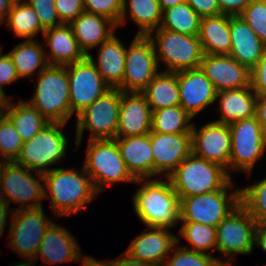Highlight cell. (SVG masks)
I'll return each instance as SVG.
<instances>
[{"instance_id":"cell-4","label":"cell","mask_w":266,"mask_h":266,"mask_svg":"<svg viewBox=\"0 0 266 266\" xmlns=\"http://www.w3.org/2000/svg\"><path fill=\"white\" fill-rule=\"evenodd\" d=\"M28 102L48 121L67 124L71 118L67 66L48 65L38 74Z\"/></svg>"},{"instance_id":"cell-31","label":"cell","mask_w":266,"mask_h":266,"mask_svg":"<svg viewBox=\"0 0 266 266\" xmlns=\"http://www.w3.org/2000/svg\"><path fill=\"white\" fill-rule=\"evenodd\" d=\"M128 16V18H127ZM132 20L138 25L136 35H148L162 22V10L157 0H123V12L119 26Z\"/></svg>"},{"instance_id":"cell-20","label":"cell","mask_w":266,"mask_h":266,"mask_svg":"<svg viewBox=\"0 0 266 266\" xmlns=\"http://www.w3.org/2000/svg\"><path fill=\"white\" fill-rule=\"evenodd\" d=\"M199 67L217 92L250 86V70L229 55L204 54Z\"/></svg>"},{"instance_id":"cell-24","label":"cell","mask_w":266,"mask_h":266,"mask_svg":"<svg viewBox=\"0 0 266 266\" xmlns=\"http://www.w3.org/2000/svg\"><path fill=\"white\" fill-rule=\"evenodd\" d=\"M229 56L251 70L266 52V45L240 16H230Z\"/></svg>"},{"instance_id":"cell-57","label":"cell","mask_w":266,"mask_h":266,"mask_svg":"<svg viewBox=\"0 0 266 266\" xmlns=\"http://www.w3.org/2000/svg\"><path fill=\"white\" fill-rule=\"evenodd\" d=\"M6 99L0 94V103H3Z\"/></svg>"},{"instance_id":"cell-36","label":"cell","mask_w":266,"mask_h":266,"mask_svg":"<svg viewBox=\"0 0 266 266\" xmlns=\"http://www.w3.org/2000/svg\"><path fill=\"white\" fill-rule=\"evenodd\" d=\"M192 119L194 118L180 105L161 108L152 111L151 132L161 134L191 133Z\"/></svg>"},{"instance_id":"cell-14","label":"cell","mask_w":266,"mask_h":266,"mask_svg":"<svg viewBox=\"0 0 266 266\" xmlns=\"http://www.w3.org/2000/svg\"><path fill=\"white\" fill-rule=\"evenodd\" d=\"M159 69L151 39L148 35H135L129 48L126 47L124 77L118 89L141 93Z\"/></svg>"},{"instance_id":"cell-48","label":"cell","mask_w":266,"mask_h":266,"mask_svg":"<svg viewBox=\"0 0 266 266\" xmlns=\"http://www.w3.org/2000/svg\"><path fill=\"white\" fill-rule=\"evenodd\" d=\"M253 0H217L221 14L239 16Z\"/></svg>"},{"instance_id":"cell-10","label":"cell","mask_w":266,"mask_h":266,"mask_svg":"<svg viewBox=\"0 0 266 266\" xmlns=\"http://www.w3.org/2000/svg\"><path fill=\"white\" fill-rule=\"evenodd\" d=\"M234 186L231 180L223 189L180 199V223L193 222L217 227L240 205V188L233 190Z\"/></svg>"},{"instance_id":"cell-33","label":"cell","mask_w":266,"mask_h":266,"mask_svg":"<svg viewBox=\"0 0 266 266\" xmlns=\"http://www.w3.org/2000/svg\"><path fill=\"white\" fill-rule=\"evenodd\" d=\"M44 48L43 44L38 43L35 39L23 40L8 52L19 79L27 77L33 81L32 77L36 70L39 71V74L48 66Z\"/></svg>"},{"instance_id":"cell-1","label":"cell","mask_w":266,"mask_h":266,"mask_svg":"<svg viewBox=\"0 0 266 266\" xmlns=\"http://www.w3.org/2000/svg\"><path fill=\"white\" fill-rule=\"evenodd\" d=\"M81 170L58 167L43 173L44 199L51 200L54 217L77 215L98 196L91 177L84 167Z\"/></svg>"},{"instance_id":"cell-8","label":"cell","mask_w":266,"mask_h":266,"mask_svg":"<svg viewBox=\"0 0 266 266\" xmlns=\"http://www.w3.org/2000/svg\"><path fill=\"white\" fill-rule=\"evenodd\" d=\"M121 90L110 88L76 116V147H80L85 130L88 140H114L119 123Z\"/></svg>"},{"instance_id":"cell-47","label":"cell","mask_w":266,"mask_h":266,"mask_svg":"<svg viewBox=\"0 0 266 266\" xmlns=\"http://www.w3.org/2000/svg\"><path fill=\"white\" fill-rule=\"evenodd\" d=\"M202 18L221 14L217 0H185Z\"/></svg>"},{"instance_id":"cell-18","label":"cell","mask_w":266,"mask_h":266,"mask_svg":"<svg viewBox=\"0 0 266 266\" xmlns=\"http://www.w3.org/2000/svg\"><path fill=\"white\" fill-rule=\"evenodd\" d=\"M154 177L167 178L192 153L191 133L161 134L151 132ZM163 175V176H162Z\"/></svg>"},{"instance_id":"cell-50","label":"cell","mask_w":266,"mask_h":266,"mask_svg":"<svg viewBox=\"0 0 266 266\" xmlns=\"http://www.w3.org/2000/svg\"><path fill=\"white\" fill-rule=\"evenodd\" d=\"M14 211L15 207L9 208V205L0 198V238H2V236L4 235L5 226H6L5 224L8 221L7 217L9 218V223H10Z\"/></svg>"},{"instance_id":"cell-43","label":"cell","mask_w":266,"mask_h":266,"mask_svg":"<svg viewBox=\"0 0 266 266\" xmlns=\"http://www.w3.org/2000/svg\"><path fill=\"white\" fill-rule=\"evenodd\" d=\"M26 1L34 9L44 30L62 25L56 11L55 0Z\"/></svg>"},{"instance_id":"cell-17","label":"cell","mask_w":266,"mask_h":266,"mask_svg":"<svg viewBox=\"0 0 266 266\" xmlns=\"http://www.w3.org/2000/svg\"><path fill=\"white\" fill-rule=\"evenodd\" d=\"M146 228L148 231L136 236L127 247L125 253L135 260L154 266H162L172 248L176 244H180V238L170 232V228Z\"/></svg>"},{"instance_id":"cell-35","label":"cell","mask_w":266,"mask_h":266,"mask_svg":"<svg viewBox=\"0 0 266 266\" xmlns=\"http://www.w3.org/2000/svg\"><path fill=\"white\" fill-rule=\"evenodd\" d=\"M201 17L186 2H181L162 12L160 28L183 35L199 36Z\"/></svg>"},{"instance_id":"cell-40","label":"cell","mask_w":266,"mask_h":266,"mask_svg":"<svg viewBox=\"0 0 266 266\" xmlns=\"http://www.w3.org/2000/svg\"><path fill=\"white\" fill-rule=\"evenodd\" d=\"M23 143L11 120L0 110V160L14 161Z\"/></svg>"},{"instance_id":"cell-13","label":"cell","mask_w":266,"mask_h":266,"mask_svg":"<svg viewBox=\"0 0 266 266\" xmlns=\"http://www.w3.org/2000/svg\"><path fill=\"white\" fill-rule=\"evenodd\" d=\"M257 225L241 205L217 225L216 251L227 257L229 265L235 259L234 255L253 252Z\"/></svg>"},{"instance_id":"cell-53","label":"cell","mask_w":266,"mask_h":266,"mask_svg":"<svg viewBox=\"0 0 266 266\" xmlns=\"http://www.w3.org/2000/svg\"><path fill=\"white\" fill-rule=\"evenodd\" d=\"M13 4L12 0H0V24L1 26L5 24L4 22L7 19L8 13Z\"/></svg>"},{"instance_id":"cell-29","label":"cell","mask_w":266,"mask_h":266,"mask_svg":"<svg viewBox=\"0 0 266 266\" xmlns=\"http://www.w3.org/2000/svg\"><path fill=\"white\" fill-rule=\"evenodd\" d=\"M0 110L11 120L23 142L32 139L50 123L34 106L23 99L14 103L8 98L0 106Z\"/></svg>"},{"instance_id":"cell-38","label":"cell","mask_w":266,"mask_h":266,"mask_svg":"<svg viewBox=\"0 0 266 266\" xmlns=\"http://www.w3.org/2000/svg\"><path fill=\"white\" fill-rule=\"evenodd\" d=\"M240 205L258 224H266V177L240 188Z\"/></svg>"},{"instance_id":"cell-39","label":"cell","mask_w":266,"mask_h":266,"mask_svg":"<svg viewBox=\"0 0 266 266\" xmlns=\"http://www.w3.org/2000/svg\"><path fill=\"white\" fill-rule=\"evenodd\" d=\"M219 264H228V260H221L209 253L188 250L176 244L162 266H218Z\"/></svg>"},{"instance_id":"cell-15","label":"cell","mask_w":266,"mask_h":266,"mask_svg":"<svg viewBox=\"0 0 266 266\" xmlns=\"http://www.w3.org/2000/svg\"><path fill=\"white\" fill-rule=\"evenodd\" d=\"M67 74L71 117L74 112L77 116L110 89L87 56L82 61L67 65Z\"/></svg>"},{"instance_id":"cell-25","label":"cell","mask_w":266,"mask_h":266,"mask_svg":"<svg viewBox=\"0 0 266 266\" xmlns=\"http://www.w3.org/2000/svg\"><path fill=\"white\" fill-rule=\"evenodd\" d=\"M45 57L48 65L67 66L82 61L86 55L79 48L72 27L62 24L57 27L46 29L43 32ZM49 52V53H48Z\"/></svg>"},{"instance_id":"cell-3","label":"cell","mask_w":266,"mask_h":266,"mask_svg":"<svg viewBox=\"0 0 266 266\" xmlns=\"http://www.w3.org/2000/svg\"><path fill=\"white\" fill-rule=\"evenodd\" d=\"M167 178L179 199L223 189L232 180L224 167L192 153Z\"/></svg>"},{"instance_id":"cell-27","label":"cell","mask_w":266,"mask_h":266,"mask_svg":"<svg viewBox=\"0 0 266 266\" xmlns=\"http://www.w3.org/2000/svg\"><path fill=\"white\" fill-rule=\"evenodd\" d=\"M79 48L87 56L88 50L100 46L114 33L117 26L109 19L83 12L70 24Z\"/></svg>"},{"instance_id":"cell-23","label":"cell","mask_w":266,"mask_h":266,"mask_svg":"<svg viewBox=\"0 0 266 266\" xmlns=\"http://www.w3.org/2000/svg\"><path fill=\"white\" fill-rule=\"evenodd\" d=\"M121 157L135 179L154 178L151 132L145 135L116 137Z\"/></svg>"},{"instance_id":"cell-6","label":"cell","mask_w":266,"mask_h":266,"mask_svg":"<svg viewBox=\"0 0 266 266\" xmlns=\"http://www.w3.org/2000/svg\"><path fill=\"white\" fill-rule=\"evenodd\" d=\"M83 167L100 194L106 185L136 182L128 171L115 140H88Z\"/></svg>"},{"instance_id":"cell-2","label":"cell","mask_w":266,"mask_h":266,"mask_svg":"<svg viewBox=\"0 0 266 266\" xmlns=\"http://www.w3.org/2000/svg\"><path fill=\"white\" fill-rule=\"evenodd\" d=\"M141 184L132 204L136 216L146 227L172 228L180 224V199L168 178L136 179Z\"/></svg>"},{"instance_id":"cell-51","label":"cell","mask_w":266,"mask_h":266,"mask_svg":"<svg viewBox=\"0 0 266 266\" xmlns=\"http://www.w3.org/2000/svg\"><path fill=\"white\" fill-rule=\"evenodd\" d=\"M122 258H116L115 260H109L110 266H154L149 263L141 262L131 258L125 252L121 255Z\"/></svg>"},{"instance_id":"cell-45","label":"cell","mask_w":266,"mask_h":266,"mask_svg":"<svg viewBox=\"0 0 266 266\" xmlns=\"http://www.w3.org/2000/svg\"><path fill=\"white\" fill-rule=\"evenodd\" d=\"M19 80V76L13 65L12 59L8 53L2 54V48H0V94L8 99L5 90L3 89L4 85L14 83Z\"/></svg>"},{"instance_id":"cell-26","label":"cell","mask_w":266,"mask_h":266,"mask_svg":"<svg viewBox=\"0 0 266 266\" xmlns=\"http://www.w3.org/2000/svg\"><path fill=\"white\" fill-rule=\"evenodd\" d=\"M115 34L98 46L96 60L92 54L87 55L110 88H118L122 84L126 60V47Z\"/></svg>"},{"instance_id":"cell-11","label":"cell","mask_w":266,"mask_h":266,"mask_svg":"<svg viewBox=\"0 0 266 266\" xmlns=\"http://www.w3.org/2000/svg\"><path fill=\"white\" fill-rule=\"evenodd\" d=\"M229 128L231 154L228 162V174L231 176V172L241 171L251 175L254 165L265 154L266 134L256 116L237 120L231 123Z\"/></svg>"},{"instance_id":"cell-59","label":"cell","mask_w":266,"mask_h":266,"mask_svg":"<svg viewBox=\"0 0 266 266\" xmlns=\"http://www.w3.org/2000/svg\"><path fill=\"white\" fill-rule=\"evenodd\" d=\"M2 160H0V173H1V170H2V163L3 161L1 162Z\"/></svg>"},{"instance_id":"cell-16","label":"cell","mask_w":266,"mask_h":266,"mask_svg":"<svg viewBox=\"0 0 266 266\" xmlns=\"http://www.w3.org/2000/svg\"><path fill=\"white\" fill-rule=\"evenodd\" d=\"M192 154L209 162L219 164L228 173L231 154V134L229 125L211 121L197 128L193 123L191 131Z\"/></svg>"},{"instance_id":"cell-55","label":"cell","mask_w":266,"mask_h":266,"mask_svg":"<svg viewBox=\"0 0 266 266\" xmlns=\"http://www.w3.org/2000/svg\"><path fill=\"white\" fill-rule=\"evenodd\" d=\"M157 1L160 4L161 10L163 12L165 9L173 7L181 2H184L185 0H157Z\"/></svg>"},{"instance_id":"cell-19","label":"cell","mask_w":266,"mask_h":266,"mask_svg":"<svg viewBox=\"0 0 266 266\" xmlns=\"http://www.w3.org/2000/svg\"><path fill=\"white\" fill-rule=\"evenodd\" d=\"M180 106L193 118L216 102L217 90L198 68L178 71Z\"/></svg>"},{"instance_id":"cell-49","label":"cell","mask_w":266,"mask_h":266,"mask_svg":"<svg viewBox=\"0 0 266 266\" xmlns=\"http://www.w3.org/2000/svg\"><path fill=\"white\" fill-rule=\"evenodd\" d=\"M255 116L266 134V94H257Z\"/></svg>"},{"instance_id":"cell-52","label":"cell","mask_w":266,"mask_h":266,"mask_svg":"<svg viewBox=\"0 0 266 266\" xmlns=\"http://www.w3.org/2000/svg\"><path fill=\"white\" fill-rule=\"evenodd\" d=\"M254 245L266 252V224L257 225Z\"/></svg>"},{"instance_id":"cell-12","label":"cell","mask_w":266,"mask_h":266,"mask_svg":"<svg viewBox=\"0 0 266 266\" xmlns=\"http://www.w3.org/2000/svg\"><path fill=\"white\" fill-rule=\"evenodd\" d=\"M43 206L35 209L15 210L8 228L9 248L23 256L22 259H35L42 238L53 223L45 216Z\"/></svg>"},{"instance_id":"cell-32","label":"cell","mask_w":266,"mask_h":266,"mask_svg":"<svg viewBox=\"0 0 266 266\" xmlns=\"http://www.w3.org/2000/svg\"><path fill=\"white\" fill-rule=\"evenodd\" d=\"M141 93L151 111L180 105L178 72L160 71Z\"/></svg>"},{"instance_id":"cell-37","label":"cell","mask_w":266,"mask_h":266,"mask_svg":"<svg viewBox=\"0 0 266 266\" xmlns=\"http://www.w3.org/2000/svg\"><path fill=\"white\" fill-rule=\"evenodd\" d=\"M182 223L183 224L181 225V228L179 230V233L181 234L180 236L185 238L191 245V248H188V246H183V248L192 251L209 253L210 255H212L213 250H216V227L204 225L202 223Z\"/></svg>"},{"instance_id":"cell-34","label":"cell","mask_w":266,"mask_h":266,"mask_svg":"<svg viewBox=\"0 0 266 266\" xmlns=\"http://www.w3.org/2000/svg\"><path fill=\"white\" fill-rule=\"evenodd\" d=\"M5 22L15 37L25 40H33L35 35H43L45 31L34 9L26 0L13 2Z\"/></svg>"},{"instance_id":"cell-42","label":"cell","mask_w":266,"mask_h":266,"mask_svg":"<svg viewBox=\"0 0 266 266\" xmlns=\"http://www.w3.org/2000/svg\"><path fill=\"white\" fill-rule=\"evenodd\" d=\"M84 12L103 16L118 28L123 12V0H83Z\"/></svg>"},{"instance_id":"cell-28","label":"cell","mask_w":266,"mask_h":266,"mask_svg":"<svg viewBox=\"0 0 266 266\" xmlns=\"http://www.w3.org/2000/svg\"><path fill=\"white\" fill-rule=\"evenodd\" d=\"M216 101L219 102L216 110L220 114L216 121L223 124L230 125L237 120L255 116L257 94L251 86L219 91Z\"/></svg>"},{"instance_id":"cell-41","label":"cell","mask_w":266,"mask_h":266,"mask_svg":"<svg viewBox=\"0 0 266 266\" xmlns=\"http://www.w3.org/2000/svg\"><path fill=\"white\" fill-rule=\"evenodd\" d=\"M239 16L266 45V0H253Z\"/></svg>"},{"instance_id":"cell-5","label":"cell","mask_w":266,"mask_h":266,"mask_svg":"<svg viewBox=\"0 0 266 266\" xmlns=\"http://www.w3.org/2000/svg\"><path fill=\"white\" fill-rule=\"evenodd\" d=\"M148 37L153 43L158 66L160 62L165 65L163 71L178 72L200 66L204 52L199 36L183 35L159 27Z\"/></svg>"},{"instance_id":"cell-21","label":"cell","mask_w":266,"mask_h":266,"mask_svg":"<svg viewBox=\"0 0 266 266\" xmlns=\"http://www.w3.org/2000/svg\"><path fill=\"white\" fill-rule=\"evenodd\" d=\"M77 241L70 231L53 222L42 238L34 261L36 263L40 256L44 266L45 264L47 266L65 262H80L83 254Z\"/></svg>"},{"instance_id":"cell-46","label":"cell","mask_w":266,"mask_h":266,"mask_svg":"<svg viewBox=\"0 0 266 266\" xmlns=\"http://www.w3.org/2000/svg\"><path fill=\"white\" fill-rule=\"evenodd\" d=\"M250 86L256 94H266V52L250 70Z\"/></svg>"},{"instance_id":"cell-56","label":"cell","mask_w":266,"mask_h":266,"mask_svg":"<svg viewBox=\"0 0 266 266\" xmlns=\"http://www.w3.org/2000/svg\"><path fill=\"white\" fill-rule=\"evenodd\" d=\"M25 261H24V263L23 262L13 263V265H11V266H35L34 264H36L33 259H25Z\"/></svg>"},{"instance_id":"cell-30","label":"cell","mask_w":266,"mask_h":266,"mask_svg":"<svg viewBox=\"0 0 266 266\" xmlns=\"http://www.w3.org/2000/svg\"><path fill=\"white\" fill-rule=\"evenodd\" d=\"M199 39L204 54L229 55L231 49L230 16L202 17Z\"/></svg>"},{"instance_id":"cell-54","label":"cell","mask_w":266,"mask_h":266,"mask_svg":"<svg viewBox=\"0 0 266 266\" xmlns=\"http://www.w3.org/2000/svg\"><path fill=\"white\" fill-rule=\"evenodd\" d=\"M82 266H110L109 259L107 260H97L93 258V256L85 255L84 258L81 259Z\"/></svg>"},{"instance_id":"cell-44","label":"cell","mask_w":266,"mask_h":266,"mask_svg":"<svg viewBox=\"0 0 266 266\" xmlns=\"http://www.w3.org/2000/svg\"><path fill=\"white\" fill-rule=\"evenodd\" d=\"M55 7L62 24H70L84 12L83 0H55Z\"/></svg>"},{"instance_id":"cell-22","label":"cell","mask_w":266,"mask_h":266,"mask_svg":"<svg viewBox=\"0 0 266 266\" xmlns=\"http://www.w3.org/2000/svg\"><path fill=\"white\" fill-rule=\"evenodd\" d=\"M152 111L142 93L121 91L116 137L145 135L151 132Z\"/></svg>"},{"instance_id":"cell-7","label":"cell","mask_w":266,"mask_h":266,"mask_svg":"<svg viewBox=\"0 0 266 266\" xmlns=\"http://www.w3.org/2000/svg\"><path fill=\"white\" fill-rule=\"evenodd\" d=\"M64 126L65 123L61 122L47 124L32 139L23 143L14 162L29 170L41 173L54 169L49 167L60 164L59 162L67 156L66 150L69 139L62 130Z\"/></svg>"},{"instance_id":"cell-58","label":"cell","mask_w":266,"mask_h":266,"mask_svg":"<svg viewBox=\"0 0 266 266\" xmlns=\"http://www.w3.org/2000/svg\"><path fill=\"white\" fill-rule=\"evenodd\" d=\"M218 266H232V264L231 265H229V264H219Z\"/></svg>"},{"instance_id":"cell-9","label":"cell","mask_w":266,"mask_h":266,"mask_svg":"<svg viewBox=\"0 0 266 266\" xmlns=\"http://www.w3.org/2000/svg\"><path fill=\"white\" fill-rule=\"evenodd\" d=\"M0 198L8 205L11 202L20 204L15 210L42 207L44 199L43 173L29 170L14 161H3L0 173Z\"/></svg>"}]
</instances>
